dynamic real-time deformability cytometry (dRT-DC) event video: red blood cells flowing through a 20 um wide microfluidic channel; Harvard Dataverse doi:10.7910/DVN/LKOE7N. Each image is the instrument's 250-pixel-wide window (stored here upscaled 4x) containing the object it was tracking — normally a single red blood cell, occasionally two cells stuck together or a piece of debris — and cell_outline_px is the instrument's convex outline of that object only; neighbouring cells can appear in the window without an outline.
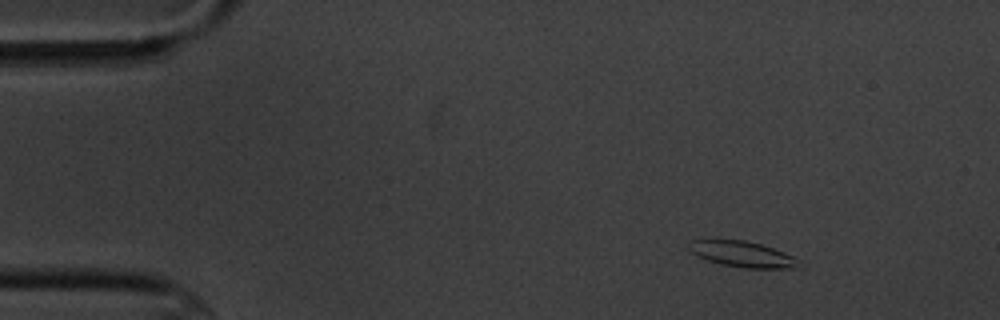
{"species": "common noctule bat (a hibernating species)", "species_latin": "Nyctalus noctula", "temperature_condition": "cold", "stored_images_in_passage": 16, "camera_frame_rate_fps": 3000, "um_per_image_px": 0.085, "animal": {"sex": "male", "body_mass_g": 20.1, "forearm_length_mm": 53.5}, "frame": {"image": 1, "passage_image": 2, "time_ms": 1.333, "image_size_px": [1000, 320], "cell_outline_px": [[796, 268], [744, 268], [720, 264], [696, 256], [688, 248], [688, 240], [744, 240], [760, 244], [784, 252], [792, 256], [796, 264]], "centroid_in_image_um": [63.0, 21.6], "position_along_channel_um": 22.0, "area_um2": 16.18}}
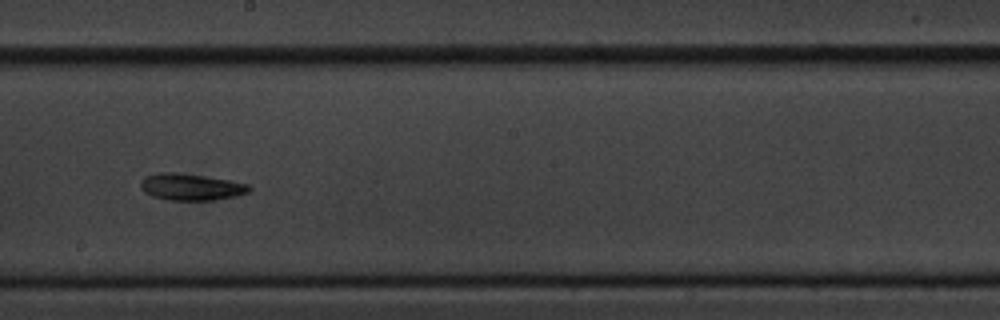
{"frame": {"image": 2, "passage_image": 9, "time_ms": 9.667, "image_size_px": [1000, 320], "cell_outline_px": [[252, 188], [248, 192], [236, 196], [216, 200], [168, 200], [152, 196], [144, 192], [140, 188], [140, 180], [144, 176], [164, 172], [172, 172], [204, 176], [232, 180], [248, 184]], "centroid_in_image_um": [16.23, 15.89], "position_along_channel_um": 232.0, "area_um2": 16.99}}
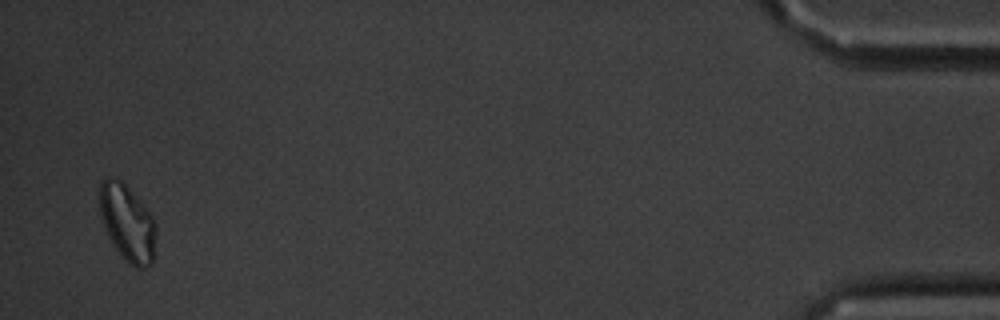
{"frame": {"image": 3, "passage_image": 16, "time_ms": 17.667, "image_size_px": [1000, 320], "cell_outline_px": [[156, 232], [152, 264], [144, 268], [136, 268], [116, 248], [108, 236], [100, 216], [100, 184], [108, 176], [112, 176], [120, 180], [140, 200], [152, 216], [156, 224]], "centroid_in_image_um": [10.84, 18.92], "position_along_channel_um": 424.4, "area_um2": 24.74}}